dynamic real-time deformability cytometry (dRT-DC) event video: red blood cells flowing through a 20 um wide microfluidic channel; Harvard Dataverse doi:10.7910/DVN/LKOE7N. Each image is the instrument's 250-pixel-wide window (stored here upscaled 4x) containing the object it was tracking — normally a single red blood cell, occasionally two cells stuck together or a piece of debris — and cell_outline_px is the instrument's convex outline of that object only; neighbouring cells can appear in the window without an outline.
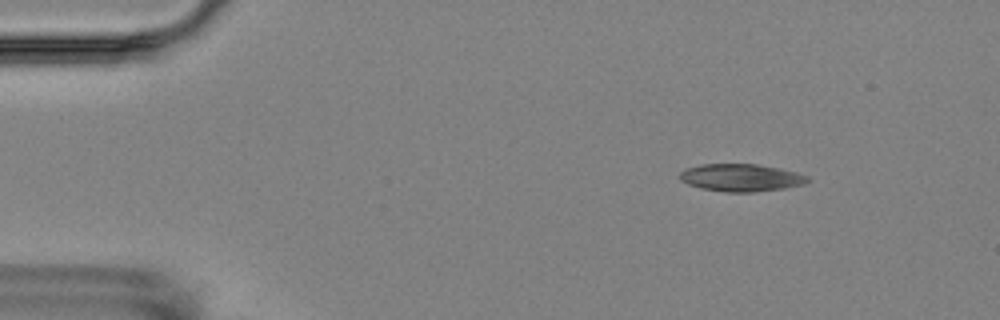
{"species": "Egyptian fruit bat (a non-hibernating species)", "species_latin": "Rousettus aegyptiacus", "temperature_condition": "room temperature", "stored_images_in_passage": 6, "camera_frame_rate_fps": 3000, "um_per_image_px": 0.085, "animal": {"sex": "female"}, "frame": {"image": 1, "passage_image": 3, "time_ms": 2.0, "image_size_px": [1000, 320], "cell_outline_px": [[808, 180], [804, 184], [784, 188], [756, 192], [728, 192], [700, 188], [688, 184], [680, 180], [680, 172], [688, 168], [700, 164], [756, 164], [796, 172], [808, 176]], "centroid_in_image_um": [62.97, 15.1], "position_along_channel_um": 22.0, "area_um2": 20.29}}